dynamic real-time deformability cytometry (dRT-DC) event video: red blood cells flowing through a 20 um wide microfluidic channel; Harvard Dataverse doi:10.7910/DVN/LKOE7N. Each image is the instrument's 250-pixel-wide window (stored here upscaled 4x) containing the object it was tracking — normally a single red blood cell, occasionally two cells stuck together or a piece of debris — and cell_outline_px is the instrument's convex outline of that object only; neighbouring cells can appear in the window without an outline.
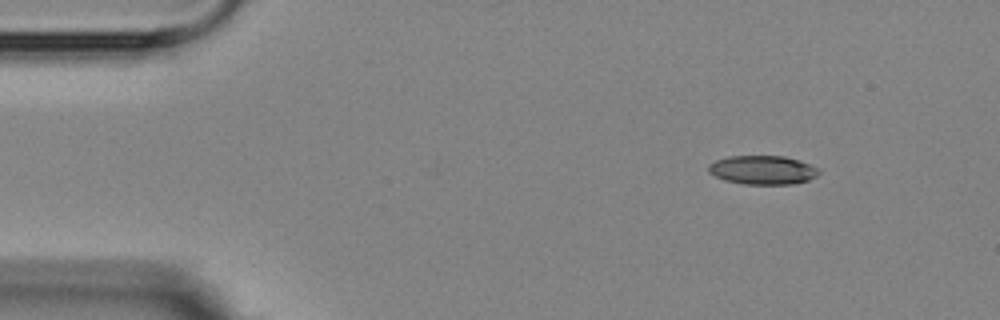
{"species": "Egyptian fruit bat (a non-hibernating species)", "species_latin": "Rousettus aegyptiacus", "temperature_condition": "room temperature", "stored_images_in_passage": 5, "camera_frame_rate_fps": 3000, "um_per_image_px": 0.085, "animal": {"sex": "female"}, "frame": {"image": 1, "passage_image": 2, "time_ms": 1.0, "image_size_px": [1000, 320], "cell_outline_px": [[820, 172], [816, 176], [808, 180], [792, 184], [744, 184], [724, 180], [708, 172], [708, 164], [716, 160], [728, 156], [784, 156], [808, 164], [816, 168]], "centroid_in_image_um": [64.78, 14.45], "position_along_channel_um": 20.2, "area_um2": 18.38}}
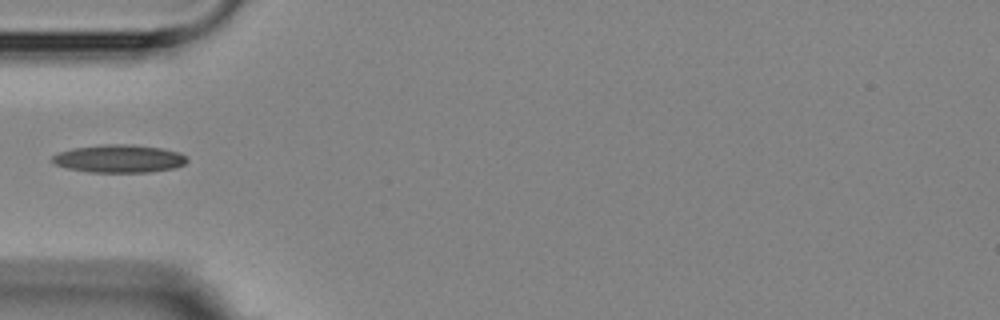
{"frame": {"image": 2, "passage_image": 5, "time_ms": 4.667, "image_size_px": [1000, 320], "cell_outline_px": [[188, 160], [184, 164], [176, 168], [148, 172], [88, 172], [68, 168], [56, 164], [52, 160], [52, 156], [60, 152], [72, 148], [100, 144], [132, 144], [164, 148], [180, 152]], "centroid_in_image_um": [10.15, 13.47], "position_along_channel_um": 74.8, "area_um2": 22.02}}